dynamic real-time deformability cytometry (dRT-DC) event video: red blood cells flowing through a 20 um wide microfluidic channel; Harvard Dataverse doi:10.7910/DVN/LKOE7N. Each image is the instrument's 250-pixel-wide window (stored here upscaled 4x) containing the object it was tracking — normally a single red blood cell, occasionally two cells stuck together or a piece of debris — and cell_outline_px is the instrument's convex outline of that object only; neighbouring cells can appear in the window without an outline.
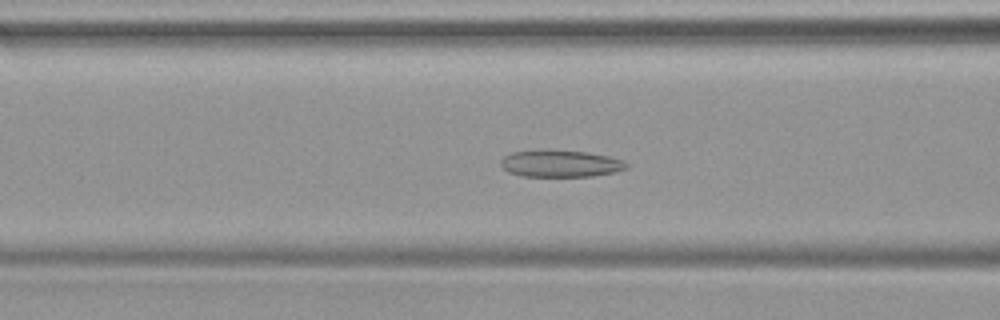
{"species": "common noctule bat (a hibernating species)", "species_latin": "Nyctalus noctula", "temperature_condition": "warm", "stored_images_in_passage": 39, "camera_frame_rate_fps": 3000, "um_per_image_px": 0.085, "animal": {"sex": "female", "body_mass_g": 19.9}, "frame": {"image": 1, "passage_image": 10, "time_ms": 3.0, "image_size_px": [1000, 320], "cell_outline_px": [[628, 168], [616, 172], [592, 176], [520, 176], [508, 172], [500, 164], [500, 160], [504, 156], [512, 152], [588, 152], [608, 156], [624, 160], [628, 164]], "centroid_in_image_um": [47.69, 13.94], "position_along_channel_um": 118.9, "area_um2": 19.13}}
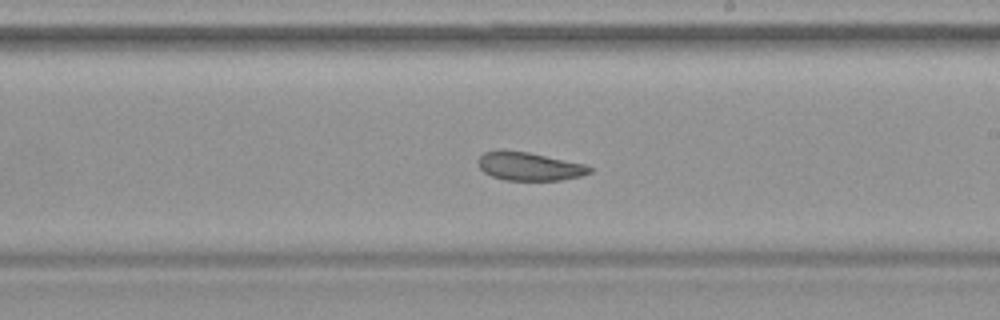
{"frame": {"image": 2, "passage_image": 19, "time_ms": 6.0, "image_size_px": [1000, 320], "cell_outline_px": [[592, 172], [580, 176], [560, 180], [504, 180], [492, 176], [484, 172], [476, 164], [476, 160], [484, 152], [528, 152], [584, 164], [592, 168]], "centroid_in_image_um": [44.99, 14.17], "position_along_channel_um": 244.0, "area_um2": 17.98}}
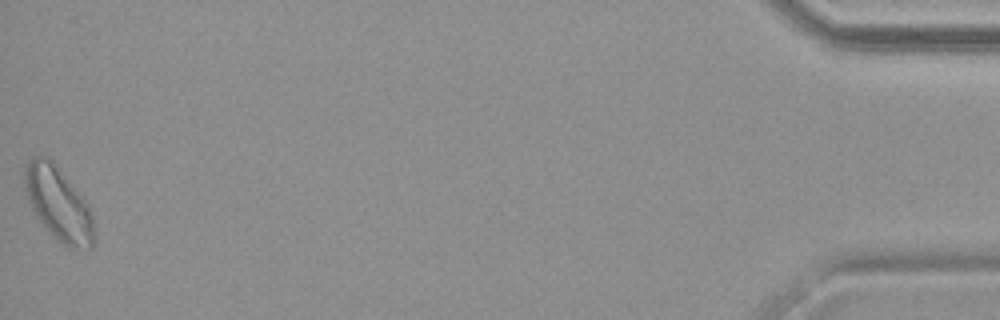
{"frame": {"image": 3, "passage_image": 39, "time_ms": 12.667, "image_size_px": [1000, 320], "cell_outline_px": [[96, 236], [92, 248], [68, 248], [36, 216], [28, 204], [24, 192], [24, 168], [28, 160], [32, 156], [48, 156], [56, 164], [88, 204], [92, 212]], "centroid_in_image_um": [4.96, 17.28], "position_along_channel_um": 430.2, "area_um2": 29.88}}